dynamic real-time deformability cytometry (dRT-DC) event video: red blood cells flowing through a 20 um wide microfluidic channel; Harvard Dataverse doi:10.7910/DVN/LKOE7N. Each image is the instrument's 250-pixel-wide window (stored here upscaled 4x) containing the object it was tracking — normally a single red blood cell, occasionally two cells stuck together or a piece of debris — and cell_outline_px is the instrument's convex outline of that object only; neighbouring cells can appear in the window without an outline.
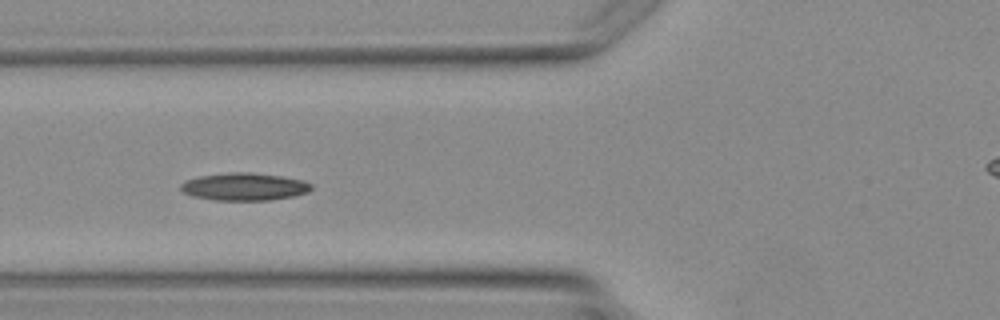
{"species": "Egyptian fruit bat (a non-hibernating species)", "species_latin": "Rousettus aegyptiacus", "temperature_condition": "warm", "stored_images_in_passage": 3, "camera_frame_rate_fps": 3000, "um_per_image_px": 0.085, "animal": {"sex": "female"}, "frame": {"image": 1, "passage_image": 3, "time_ms": 2.333, "image_size_px": [1000, 320], "cell_outline_px": [[312, 188], [308, 192], [292, 196], [268, 200], [216, 200], [192, 196], [184, 192], [180, 188], [180, 184], [184, 180], [200, 176], [232, 172], [252, 172], [280, 176], [304, 180], [312, 184]], "centroid_in_image_um": [20.76, 15.86], "position_along_channel_um": 105.0, "area_um2": 20.92}}